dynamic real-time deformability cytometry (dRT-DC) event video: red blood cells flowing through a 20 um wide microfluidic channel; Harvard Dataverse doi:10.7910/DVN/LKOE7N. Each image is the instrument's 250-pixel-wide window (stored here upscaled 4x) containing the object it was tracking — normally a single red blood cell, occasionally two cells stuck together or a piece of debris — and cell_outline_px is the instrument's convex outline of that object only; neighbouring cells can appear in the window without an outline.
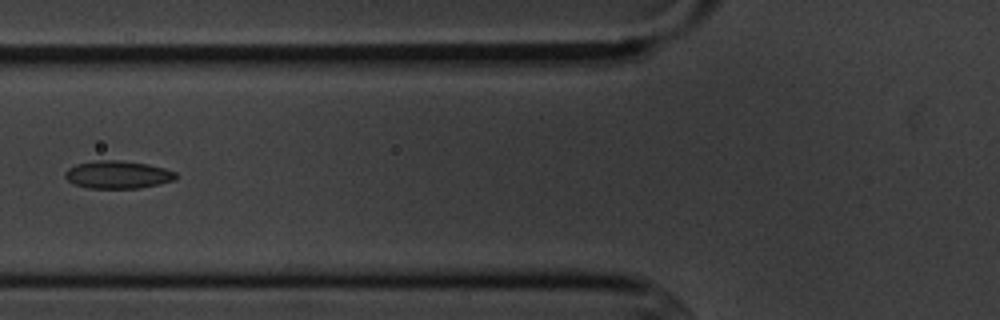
{"species": "common noctule bat (a hibernating species)", "species_latin": "Nyctalus noctula", "temperature_condition": "cold", "stored_images_in_passage": 8, "camera_frame_rate_fps": 3000, "um_per_image_px": 0.085, "animal": {"sex": "male", "body_mass_g": 20.1, "forearm_length_mm": 53.5}, "frame": {"image": 1, "passage_image": 5, "time_ms": 5.667, "image_size_px": [1000, 320], "cell_outline_px": [[176, 180], [140, 188], [88, 188], [72, 184], [64, 176], [64, 172], [68, 168], [76, 164], [96, 160], [120, 160], [148, 164], [164, 168], [176, 172]], "centroid_in_image_um": [9.99, 14.84], "position_along_channel_um": 115.8, "area_um2": 18.03}}
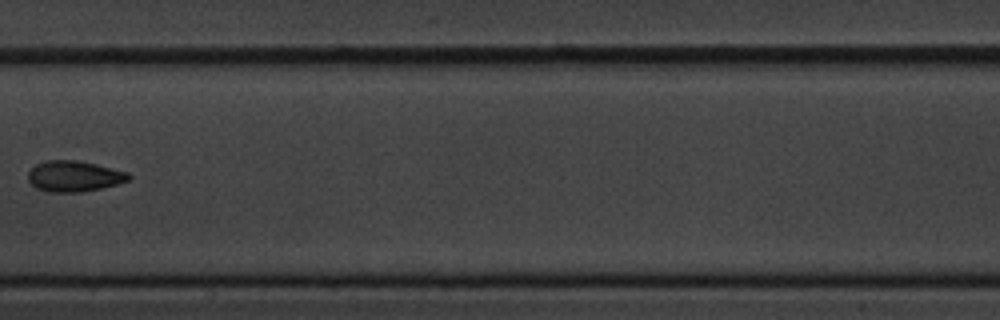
{"frame": {"image": 2, "passage_image": 7, "time_ms": 8.0, "image_size_px": [1000, 320], "cell_outline_px": [[132, 176], [128, 180], [116, 184], [84, 192], [48, 192], [36, 188], [28, 180], [28, 172], [36, 164], [44, 160], [76, 160], [96, 164], [128, 172]], "centroid_in_image_um": [6.28, 14.97], "position_along_channel_um": 201.1, "area_um2": 18.09}}
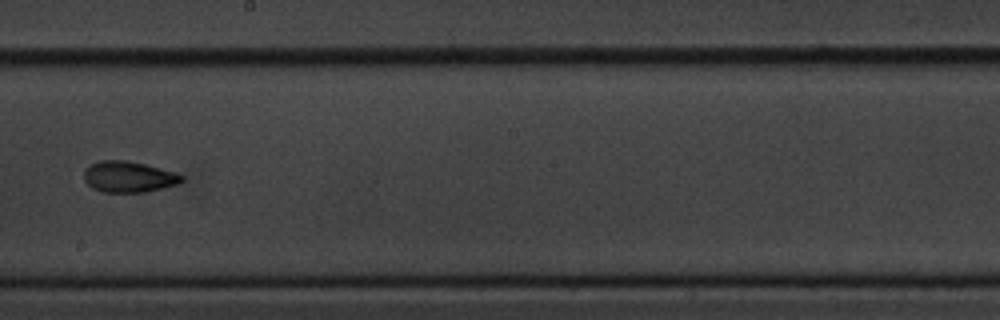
{"frame": {"image": 3, "passage_image": 8, "time_ms": 9.0, "image_size_px": [1000, 320], "cell_outline_px": [[184, 180], [180, 184], [144, 192], [104, 192], [92, 188], [84, 180], [84, 172], [92, 164], [100, 160], [124, 160], [144, 164], [172, 172], [184, 176]], "centroid_in_image_um": [10.94, 15.04], "position_along_channel_um": 237.3, "area_um2": 17.46}}